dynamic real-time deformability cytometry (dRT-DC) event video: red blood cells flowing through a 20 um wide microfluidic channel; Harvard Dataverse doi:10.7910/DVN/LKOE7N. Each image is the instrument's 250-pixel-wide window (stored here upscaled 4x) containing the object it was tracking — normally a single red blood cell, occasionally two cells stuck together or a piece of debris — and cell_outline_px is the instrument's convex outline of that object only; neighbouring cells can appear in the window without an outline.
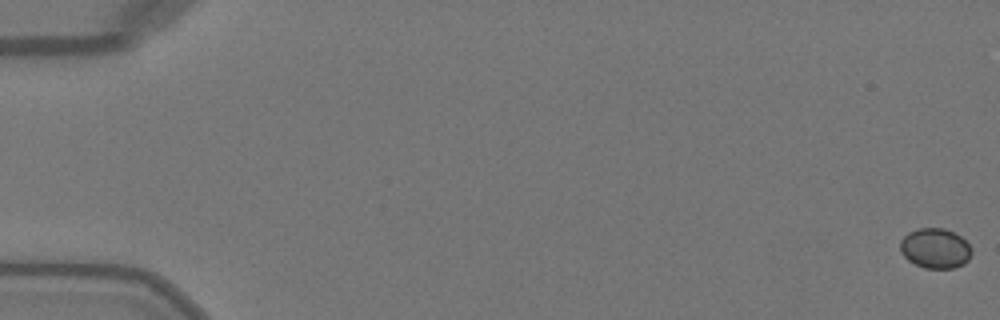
{"species": "Egyptian fruit bat (a non-hibernating species)", "species_latin": "Rousettus aegyptiacus", "temperature_condition": "warm", "stored_images_in_passage": 15, "camera_frame_rate_fps": 3000, "um_per_image_px": 0.085, "animal": {"sex": "female"}, "frame": {"image": 1, "passage_image": 1, "time_ms": 0.0, "image_size_px": [1000, 320], "cell_outline_px": [[972, 252], [968, 260], [964, 264], [952, 268], [924, 268], [908, 260], [900, 252], [900, 240], [908, 232], [916, 228], [944, 228], [960, 236], [972, 248]], "centroid_in_image_um": [79.48, 21.1], "position_along_channel_um": 5.5, "area_um2": 16.7}}